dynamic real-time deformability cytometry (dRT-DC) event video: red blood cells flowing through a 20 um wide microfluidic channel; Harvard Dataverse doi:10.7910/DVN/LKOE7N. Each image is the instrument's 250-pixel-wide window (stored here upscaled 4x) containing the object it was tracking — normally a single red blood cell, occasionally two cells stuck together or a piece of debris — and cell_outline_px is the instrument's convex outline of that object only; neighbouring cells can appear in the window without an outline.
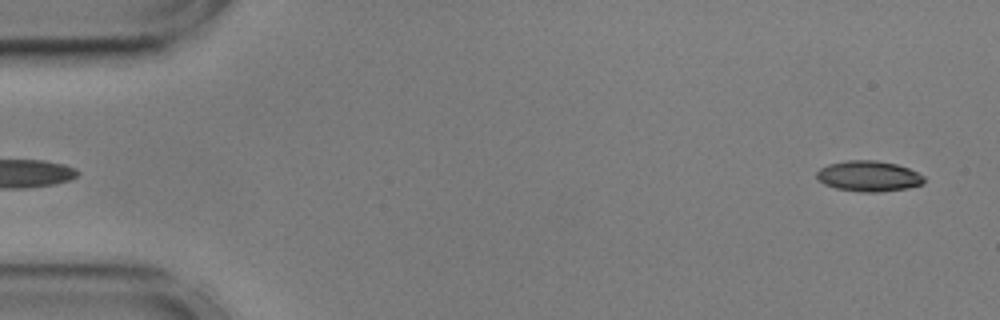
{"species": "common noctule bat (a hibernating species)", "species_latin": "Nyctalus noctula", "temperature_condition": "cold", "stored_images_in_passage": 55, "camera_frame_rate_fps": 3000, "um_per_image_px": 0.085, "animal": {"sex": "male", "body_mass_g": 17.9, "forearm_length_mm": 54.2}, "frame": {"image": 1, "passage_image": 2, "time_ms": 0.333, "image_size_px": [1000, 320], "cell_outline_px": [[924, 184], [908, 188], [880, 192], [860, 192], [836, 188], [824, 184], [816, 176], [816, 172], [820, 168], [828, 164], [848, 160], [876, 160], [896, 164], [908, 168], [924, 176]], "centroid_in_image_um": [73.84, 14.97], "position_along_channel_um": 11.2, "area_um2": 19.19}}
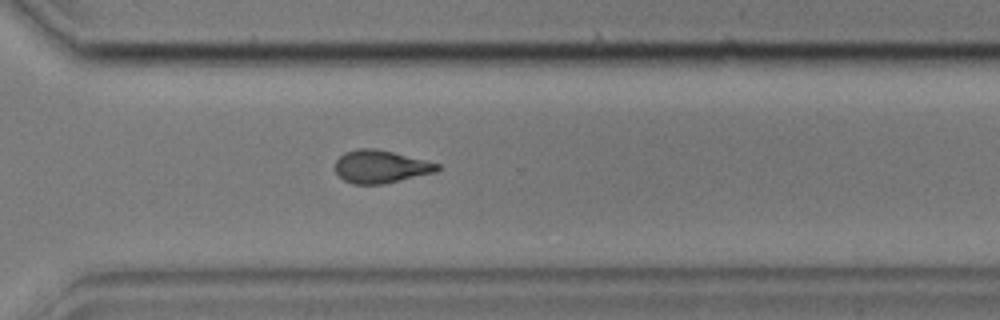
{"frame": {"image": 2, "passage_image": 39, "time_ms": 12.667, "image_size_px": [1000, 320], "cell_outline_px": [[440, 168], [436, 172], [384, 184], [352, 184], [344, 180], [336, 172], [336, 160], [344, 152], [356, 148], [372, 148], [392, 152], [440, 164]], "centroid_in_image_um": [32.34, 14.17], "position_along_channel_um": 338.3, "area_um2": 19.42}}
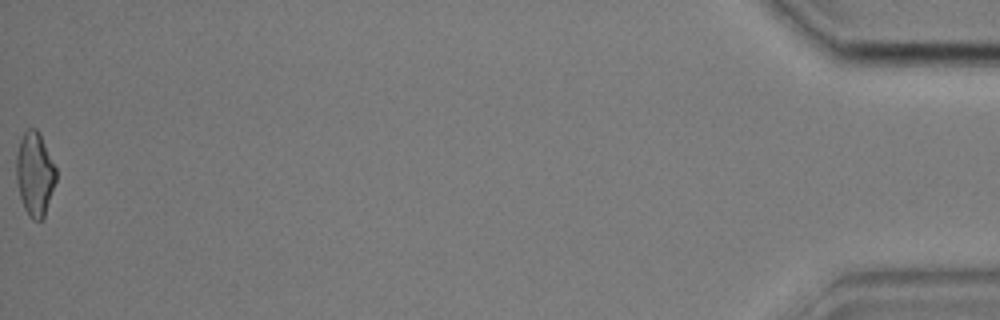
{"frame": {"image": 3, "passage_image": 55, "time_ms": 18.0, "image_size_px": [1000, 320], "cell_outline_px": [[56, 180], [44, 216], [40, 220], [32, 220], [28, 216], [24, 208], [20, 196], [16, 180], [16, 156], [20, 140], [24, 132], [28, 128], [36, 128], [40, 132], [56, 168]], "centroid_in_image_um": [2.95, 14.77], "position_along_channel_um": 432.2, "area_um2": 19.42}, "authors_computed_cell_mechanics": {"area_um2": 19.652, "velocity_mm_per_s": 3.6133, "shape_relaxation_time_tau1_ms": null, "shape_relaxation_time_tau2_ms": 4.008, "deformation_change_tau1": null, "deformation_change_tau2": 0.1154}}